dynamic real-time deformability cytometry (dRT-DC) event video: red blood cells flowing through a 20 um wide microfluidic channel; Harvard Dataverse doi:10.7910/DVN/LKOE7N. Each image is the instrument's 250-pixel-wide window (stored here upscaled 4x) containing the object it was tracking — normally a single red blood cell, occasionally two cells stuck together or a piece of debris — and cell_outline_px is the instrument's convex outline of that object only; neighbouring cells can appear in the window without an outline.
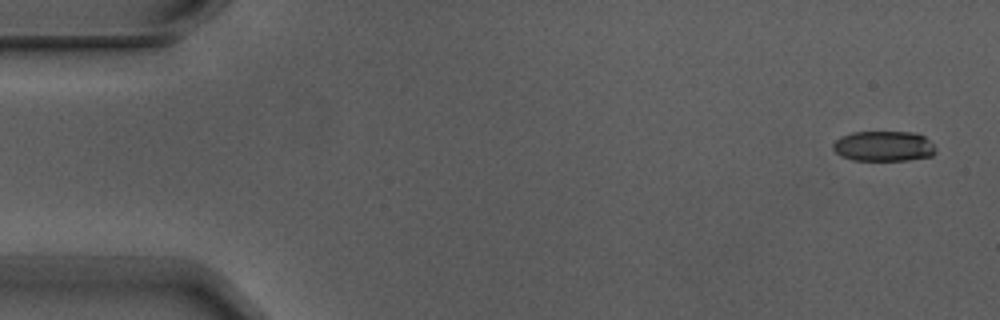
{"species": "Egyptian fruit bat (a non-hibernating species)", "species_latin": "Rousettus aegyptiacus", "temperature_condition": "warm", "stored_images_in_passage": 5, "camera_frame_rate_fps": 3000, "um_per_image_px": 0.085, "animal": {"sex": "male"}, "frame": {"image": 1, "passage_image": 1, "time_ms": 0.0, "image_size_px": [1000, 320], "cell_outline_px": [[936, 152], [932, 156], [908, 160], [852, 160], [840, 156], [832, 148], [832, 144], [840, 136], [852, 132], [912, 132], [924, 136], [936, 148]], "centroid_in_image_um": [75.09, 12.42], "position_along_channel_um": 9.9, "area_um2": 18.21}}